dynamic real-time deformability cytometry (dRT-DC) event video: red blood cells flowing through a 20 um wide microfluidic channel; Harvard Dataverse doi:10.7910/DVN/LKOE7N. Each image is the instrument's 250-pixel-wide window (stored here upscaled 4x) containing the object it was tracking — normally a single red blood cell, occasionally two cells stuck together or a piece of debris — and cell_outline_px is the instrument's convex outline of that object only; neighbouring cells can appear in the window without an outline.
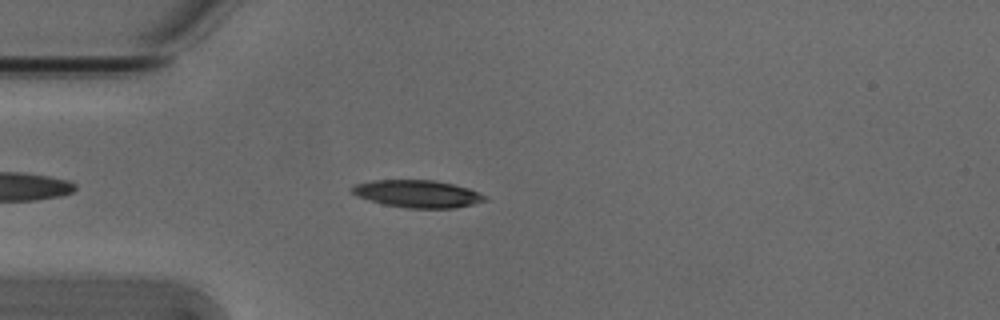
{"species": "Egyptian fruit bat (a non-hibernating species)", "species_latin": "Rousettus aegyptiacus", "temperature_condition": "cold", "stored_images_in_passage": 46, "camera_frame_rate_fps": 3000, "um_per_image_px": 0.085, "animal": {"sex": "male"}, "frame": {"image": 1, "passage_image": 7, "time_ms": 2.0, "image_size_px": [1000, 320], "cell_outline_px": [[488, 200], [456, 208], [408, 208], [384, 204], [356, 196], [348, 188], [356, 184], [372, 180], [436, 180], [468, 188], [488, 196]], "centroid_in_image_um": [35.49, 16.47], "position_along_channel_um": 49.5, "area_um2": 21.27}}
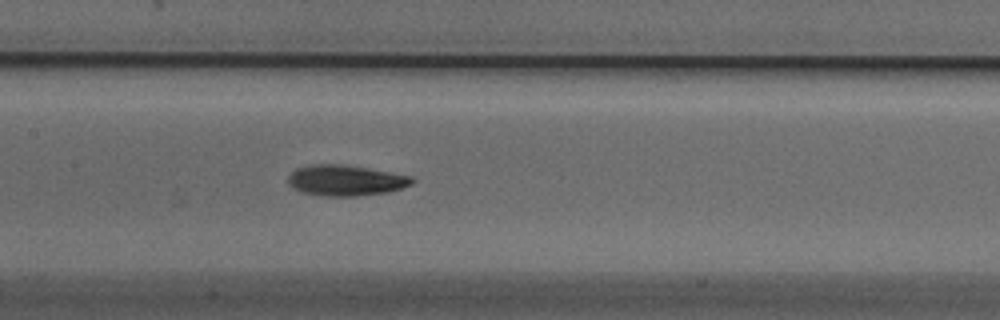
{"frame": {"image": 2, "passage_image": 18, "time_ms": 5.667, "image_size_px": [1000, 320], "cell_outline_px": [[416, 180], [412, 184], [388, 192], [356, 196], [320, 196], [304, 192], [292, 188], [288, 184], [288, 176], [296, 168], [312, 164], [344, 164], [368, 168], [412, 176]], "centroid_in_image_um": [29.37, 15.33], "position_along_channel_um": 178.0, "area_um2": 22.31}}
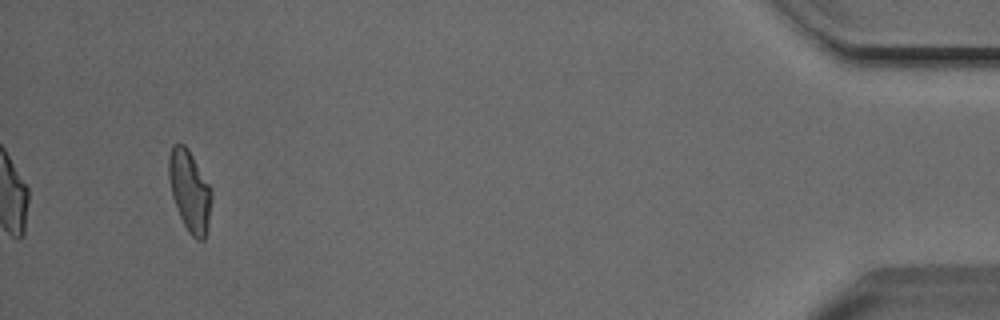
{"frame": {"image": 3, "passage_image": 43, "time_ms": 14.0, "image_size_px": [1000, 320], "cell_outline_px": [[212, 200], [208, 224], [204, 240], [196, 240], [188, 232], [176, 208], [172, 196], [168, 176], [168, 156], [172, 144], [184, 144], [188, 148], [212, 188]], "centroid_in_image_um": [16.12, 16.21], "position_along_channel_um": 419.1, "area_um2": 20.46}, "authors_computed_cell_mechanics": {"area_um2": 21.386, "velocity_mm_per_s": 3.8428, "shape_relaxation_time_tau1_ms": 4.5236, "shape_relaxation_time_tau2_ms": 6.0897, "deformation_change_tau1": 0.1458, "deformation_change_tau2": 0.1422}}